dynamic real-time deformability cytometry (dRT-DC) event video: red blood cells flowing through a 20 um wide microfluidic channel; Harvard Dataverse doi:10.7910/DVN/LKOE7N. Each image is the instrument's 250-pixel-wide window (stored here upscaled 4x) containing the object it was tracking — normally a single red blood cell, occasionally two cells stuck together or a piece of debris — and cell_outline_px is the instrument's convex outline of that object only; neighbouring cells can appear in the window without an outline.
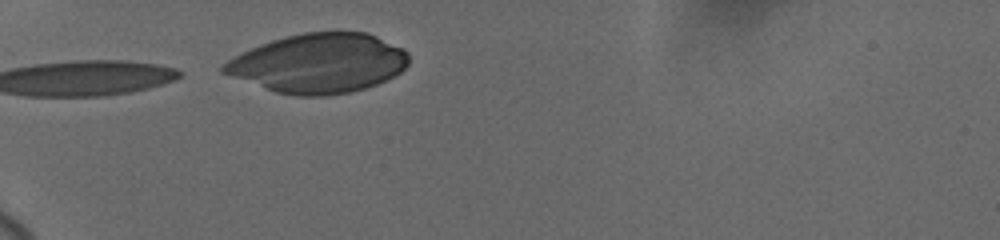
{"species": "human", "species_latin": "Homo sapiens", "temperature_condition": "cold", "stored_images_in_passage": 6, "camera_frame_rate_fps": 3000, "um_per_image_px": 0.085, "donor": {"sex": "female"}, "frame": {"image": 1, "passage_image": 3, "time_ms": 1.667, "image_size_px": [1000, 240], "cell_outline_px": [[408, 64], [400, 72], [376, 84], [352, 92], [328, 96], [296, 96], [276, 92], [220, 72], [220, 68], [228, 60], [260, 44], [272, 40], [304, 32], [368, 32], [408, 52]], "centroid_in_image_um": [27.09, 5.39], "position_along_channel_um": 57.9, "area_um2": 63.35}}